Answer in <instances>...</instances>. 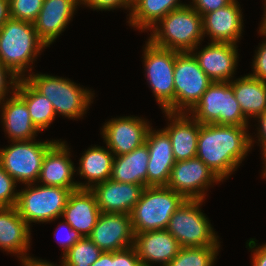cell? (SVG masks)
I'll return each mask as SVG.
<instances>
[{
    "label": "cell",
    "instance_id": "d4e9b609",
    "mask_svg": "<svg viewBox=\"0 0 266 266\" xmlns=\"http://www.w3.org/2000/svg\"><path fill=\"white\" fill-rule=\"evenodd\" d=\"M0 103L2 106L1 122L11 141L35 139L39 130L31 121L26 102L16 93ZM6 101V102H5Z\"/></svg>",
    "mask_w": 266,
    "mask_h": 266
},
{
    "label": "cell",
    "instance_id": "9c48e42d",
    "mask_svg": "<svg viewBox=\"0 0 266 266\" xmlns=\"http://www.w3.org/2000/svg\"><path fill=\"white\" fill-rule=\"evenodd\" d=\"M144 50L147 81L163 112L175 113L174 66L176 51L153 45L149 40Z\"/></svg>",
    "mask_w": 266,
    "mask_h": 266
},
{
    "label": "cell",
    "instance_id": "4dcf8cb0",
    "mask_svg": "<svg viewBox=\"0 0 266 266\" xmlns=\"http://www.w3.org/2000/svg\"><path fill=\"white\" fill-rule=\"evenodd\" d=\"M219 247H182L166 266H213Z\"/></svg>",
    "mask_w": 266,
    "mask_h": 266
},
{
    "label": "cell",
    "instance_id": "f6af8a7d",
    "mask_svg": "<svg viewBox=\"0 0 266 266\" xmlns=\"http://www.w3.org/2000/svg\"><path fill=\"white\" fill-rule=\"evenodd\" d=\"M91 266H111V252H102Z\"/></svg>",
    "mask_w": 266,
    "mask_h": 266
},
{
    "label": "cell",
    "instance_id": "3957f363",
    "mask_svg": "<svg viewBox=\"0 0 266 266\" xmlns=\"http://www.w3.org/2000/svg\"><path fill=\"white\" fill-rule=\"evenodd\" d=\"M45 47L31 22L9 18L0 28V61L19 79Z\"/></svg>",
    "mask_w": 266,
    "mask_h": 266
},
{
    "label": "cell",
    "instance_id": "7bdbcfd3",
    "mask_svg": "<svg viewBox=\"0 0 266 266\" xmlns=\"http://www.w3.org/2000/svg\"><path fill=\"white\" fill-rule=\"evenodd\" d=\"M21 261V263H23L22 266H56L53 263L47 262L46 260H38L30 256L24 257ZM61 266H65L63 260L61 262Z\"/></svg>",
    "mask_w": 266,
    "mask_h": 266
},
{
    "label": "cell",
    "instance_id": "f1b7e54d",
    "mask_svg": "<svg viewBox=\"0 0 266 266\" xmlns=\"http://www.w3.org/2000/svg\"><path fill=\"white\" fill-rule=\"evenodd\" d=\"M185 5L180 0H134L128 23L143 32L153 28L169 12Z\"/></svg>",
    "mask_w": 266,
    "mask_h": 266
},
{
    "label": "cell",
    "instance_id": "e0dca14e",
    "mask_svg": "<svg viewBox=\"0 0 266 266\" xmlns=\"http://www.w3.org/2000/svg\"><path fill=\"white\" fill-rule=\"evenodd\" d=\"M201 69L213 82H230L236 70V44L211 42L196 53L191 52Z\"/></svg>",
    "mask_w": 266,
    "mask_h": 266
},
{
    "label": "cell",
    "instance_id": "7a4b0ae2",
    "mask_svg": "<svg viewBox=\"0 0 266 266\" xmlns=\"http://www.w3.org/2000/svg\"><path fill=\"white\" fill-rule=\"evenodd\" d=\"M150 30L153 45L178 52H194L204 38L202 16L190 5L169 12Z\"/></svg>",
    "mask_w": 266,
    "mask_h": 266
},
{
    "label": "cell",
    "instance_id": "83f0119b",
    "mask_svg": "<svg viewBox=\"0 0 266 266\" xmlns=\"http://www.w3.org/2000/svg\"><path fill=\"white\" fill-rule=\"evenodd\" d=\"M243 115L257 118L266 111V82L245 75L230 81Z\"/></svg>",
    "mask_w": 266,
    "mask_h": 266
},
{
    "label": "cell",
    "instance_id": "4fadbf2b",
    "mask_svg": "<svg viewBox=\"0 0 266 266\" xmlns=\"http://www.w3.org/2000/svg\"><path fill=\"white\" fill-rule=\"evenodd\" d=\"M149 123L139 117L112 118L103 125L104 141L115 156L128 154L145 143Z\"/></svg>",
    "mask_w": 266,
    "mask_h": 266
},
{
    "label": "cell",
    "instance_id": "52a82bcc",
    "mask_svg": "<svg viewBox=\"0 0 266 266\" xmlns=\"http://www.w3.org/2000/svg\"><path fill=\"white\" fill-rule=\"evenodd\" d=\"M26 185L27 188L18 192L15 207L29 227L32 222L48 223L62 216L72 192L70 189L58 186H36L34 183Z\"/></svg>",
    "mask_w": 266,
    "mask_h": 266
},
{
    "label": "cell",
    "instance_id": "7c38bea8",
    "mask_svg": "<svg viewBox=\"0 0 266 266\" xmlns=\"http://www.w3.org/2000/svg\"><path fill=\"white\" fill-rule=\"evenodd\" d=\"M220 181L202 160L194 157L174 164L166 187L182 194L187 200H204L210 185Z\"/></svg>",
    "mask_w": 266,
    "mask_h": 266
},
{
    "label": "cell",
    "instance_id": "6da1fadb",
    "mask_svg": "<svg viewBox=\"0 0 266 266\" xmlns=\"http://www.w3.org/2000/svg\"><path fill=\"white\" fill-rule=\"evenodd\" d=\"M247 128L248 126L200 124L196 157L221 181L240 166L251 150L253 139Z\"/></svg>",
    "mask_w": 266,
    "mask_h": 266
},
{
    "label": "cell",
    "instance_id": "8d00e7d4",
    "mask_svg": "<svg viewBox=\"0 0 266 266\" xmlns=\"http://www.w3.org/2000/svg\"><path fill=\"white\" fill-rule=\"evenodd\" d=\"M7 78L10 80L7 81ZM19 80V77L0 61V103L5 100V96L9 93L8 91L10 90V87H12V91H16Z\"/></svg>",
    "mask_w": 266,
    "mask_h": 266
},
{
    "label": "cell",
    "instance_id": "836d02e7",
    "mask_svg": "<svg viewBox=\"0 0 266 266\" xmlns=\"http://www.w3.org/2000/svg\"><path fill=\"white\" fill-rule=\"evenodd\" d=\"M17 182L3 169L0 164V207H13L17 203Z\"/></svg>",
    "mask_w": 266,
    "mask_h": 266
},
{
    "label": "cell",
    "instance_id": "ba28073f",
    "mask_svg": "<svg viewBox=\"0 0 266 266\" xmlns=\"http://www.w3.org/2000/svg\"><path fill=\"white\" fill-rule=\"evenodd\" d=\"M203 200H186L172 215L166 230L181 247L220 246L209 220L203 212Z\"/></svg>",
    "mask_w": 266,
    "mask_h": 266
},
{
    "label": "cell",
    "instance_id": "b9f144b4",
    "mask_svg": "<svg viewBox=\"0 0 266 266\" xmlns=\"http://www.w3.org/2000/svg\"><path fill=\"white\" fill-rule=\"evenodd\" d=\"M259 119V124L261 125L260 128L258 129V135L257 136L260 141V147H262V155L266 152V111L261 114L260 116L257 117Z\"/></svg>",
    "mask_w": 266,
    "mask_h": 266
},
{
    "label": "cell",
    "instance_id": "e575fe53",
    "mask_svg": "<svg viewBox=\"0 0 266 266\" xmlns=\"http://www.w3.org/2000/svg\"><path fill=\"white\" fill-rule=\"evenodd\" d=\"M111 266H142L134 246L111 252Z\"/></svg>",
    "mask_w": 266,
    "mask_h": 266
},
{
    "label": "cell",
    "instance_id": "f546056e",
    "mask_svg": "<svg viewBox=\"0 0 266 266\" xmlns=\"http://www.w3.org/2000/svg\"><path fill=\"white\" fill-rule=\"evenodd\" d=\"M16 93L26 102L31 121L41 132L55 119L51 101L37 92L25 79H20Z\"/></svg>",
    "mask_w": 266,
    "mask_h": 266
},
{
    "label": "cell",
    "instance_id": "603a6c76",
    "mask_svg": "<svg viewBox=\"0 0 266 266\" xmlns=\"http://www.w3.org/2000/svg\"><path fill=\"white\" fill-rule=\"evenodd\" d=\"M100 213L94 193L90 189H77L70 193L61 217L82 237H88Z\"/></svg>",
    "mask_w": 266,
    "mask_h": 266
},
{
    "label": "cell",
    "instance_id": "7dc6e473",
    "mask_svg": "<svg viewBox=\"0 0 266 266\" xmlns=\"http://www.w3.org/2000/svg\"><path fill=\"white\" fill-rule=\"evenodd\" d=\"M263 157H264L263 158V160H264L263 164L265 165V166H263V168L265 167L264 170H263L264 171L263 172V176L266 178V152L263 154Z\"/></svg>",
    "mask_w": 266,
    "mask_h": 266
},
{
    "label": "cell",
    "instance_id": "30bf717a",
    "mask_svg": "<svg viewBox=\"0 0 266 266\" xmlns=\"http://www.w3.org/2000/svg\"><path fill=\"white\" fill-rule=\"evenodd\" d=\"M56 142L12 141L9 147L0 148V164L3 169L16 181L32 184L38 181L43 158L48 149Z\"/></svg>",
    "mask_w": 266,
    "mask_h": 266
},
{
    "label": "cell",
    "instance_id": "bcb514c9",
    "mask_svg": "<svg viewBox=\"0 0 266 266\" xmlns=\"http://www.w3.org/2000/svg\"><path fill=\"white\" fill-rule=\"evenodd\" d=\"M266 0H265V5H264V9H265V11H264V17H263V19H262V22L260 23L261 25V27L259 28V29H261V30H264V31H266Z\"/></svg>",
    "mask_w": 266,
    "mask_h": 266
},
{
    "label": "cell",
    "instance_id": "1f68e13d",
    "mask_svg": "<svg viewBox=\"0 0 266 266\" xmlns=\"http://www.w3.org/2000/svg\"><path fill=\"white\" fill-rule=\"evenodd\" d=\"M102 252L89 237H82L63 254L62 260L65 266H91Z\"/></svg>",
    "mask_w": 266,
    "mask_h": 266
},
{
    "label": "cell",
    "instance_id": "5b68a950",
    "mask_svg": "<svg viewBox=\"0 0 266 266\" xmlns=\"http://www.w3.org/2000/svg\"><path fill=\"white\" fill-rule=\"evenodd\" d=\"M32 74L24 79L51 101L56 115L78 119L86 113L89 104L91 105L94 93L73 81L48 74Z\"/></svg>",
    "mask_w": 266,
    "mask_h": 266
},
{
    "label": "cell",
    "instance_id": "d6986e66",
    "mask_svg": "<svg viewBox=\"0 0 266 266\" xmlns=\"http://www.w3.org/2000/svg\"><path fill=\"white\" fill-rule=\"evenodd\" d=\"M237 0L202 16L203 36L209 35L211 42L236 44L242 34V13Z\"/></svg>",
    "mask_w": 266,
    "mask_h": 266
},
{
    "label": "cell",
    "instance_id": "f35d334b",
    "mask_svg": "<svg viewBox=\"0 0 266 266\" xmlns=\"http://www.w3.org/2000/svg\"><path fill=\"white\" fill-rule=\"evenodd\" d=\"M60 229H65V231H67L66 236L63 235L64 237L63 236L59 237ZM56 230L58 232L56 231L55 235H57L58 239H60L58 242L61 245V247H63V254L66 253L77 241H79L82 238V235L78 233L75 229H73L66 221L60 223V225Z\"/></svg>",
    "mask_w": 266,
    "mask_h": 266
},
{
    "label": "cell",
    "instance_id": "8992f818",
    "mask_svg": "<svg viewBox=\"0 0 266 266\" xmlns=\"http://www.w3.org/2000/svg\"><path fill=\"white\" fill-rule=\"evenodd\" d=\"M189 114L200 124L248 126L230 82H212Z\"/></svg>",
    "mask_w": 266,
    "mask_h": 266
},
{
    "label": "cell",
    "instance_id": "5bb4252c",
    "mask_svg": "<svg viewBox=\"0 0 266 266\" xmlns=\"http://www.w3.org/2000/svg\"><path fill=\"white\" fill-rule=\"evenodd\" d=\"M103 252H115L134 245L130 214L100 213L88 236Z\"/></svg>",
    "mask_w": 266,
    "mask_h": 266
},
{
    "label": "cell",
    "instance_id": "ffe728a7",
    "mask_svg": "<svg viewBox=\"0 0 266 266\" xmlns=\"http://www.w3.org/2000/svg\"><path fill=\"white\" fill-rule=\"evenodd\" d=\"M77 5V0L43 1L41 11L33 25L37 36L47 47L66 29Z\"/></svg>",
    "mask_w": 266,
    "mask_h": 266
},
{
    "label": "cell",
    "instance_id": "d590c367",
    "mask_svg": "<svg viewBox=\"0 0 266 266\" xmlns=\"http://www.w3.org/2000/svg\"><path fill=\"white\" fill-rule=\"evenodd\" d=\"M260 35L266 37V31L259 29ZM253 73L249 74L250 76L259 79L263 82H266V40L258 47V50L255 54L253 60Z\"/></svg>",
    "mask_w": 266,
    "mask_h": 266
},
{
    "label": "cell",
    "instance_id": "9a60e30c",
    "mask_svg": "<svg viewBox=\"0 0 266 266\" xmlns=\"http://www.w3.org/2000/svg\"><path fill=\"white\" fill-rule=\"evenodd\" d=\"M145 187L134 183H121L108 179L90 190L94 193L102 213L130 214Z\"/></svg>",
    "mask_w": 266,
    "mask_h": 266
},
{
    "label": "cell",
    "instance_id": "d6a6232c",
    "mask_svg": "<svg viewBox=\"0 0 266 266\" xmlns=\"http://www.w3.org/2000/svg\"><path fill=\"white\" fill-rule=\"evenodd\" d=\"M44 0H9L10 18L33 23Z\"/></svg>",
    "mask_w": 266,
    "mask_h": 266
},
{
    "label": "cell",
    "instance_id": "ab89813d",
    "mask_svg": "<svg viewBox=\"0 0 266 266\" xmlns=\"http://www.w3.org/2000/svg\"><path fill=\"white\" fill-rule=\"evenodd\" d=\"M192 4H189L194 10H196L201 16L204 14L213 12L228 5L232 0H192Z\"/></svg>",
    "mask_w": 266,
    "mask_h": 266
},
{
    "label": "cell",
    "instance_id": "74e56055",
    "mask_svg": "<svg viewBox=\"0 0 266 266\" xmlns=\"http://www.w3.org/2000/svg\"><path fill=\"white\" fill-rule=\"evenodd\" d=\"M78 4H84L91 7L93 10H114L115 8H129L131 3L128 0H77Z\"/></svg>",
    "mask_w": 266,
    "mask_h": 266
},
{
    "label": "cell",
    "instance_id": "484cf974",
    "mask_svg": "<svg viewBox=\"0 0 266 266\" xmlns=\"http://www.w3.org/2000/svg\"><path fill=\"white\" fill-rule=\"evenodd\" d=\"M148 160L149 149L145 143L128 154L115 156L110 179L146 187Z\"/></svg>",
    "mask_w": 266,
    "mask_h": 266
},
{
    "label": "cell",
    "instance_id": "277c9868",
    "mask_svg": "<svg viewBox=\"0 0 266 266\" xmlns=\"http://www.w3.org/2000/svg\"><path fill=\"white\" fill-rule=\"evenodd\" d=\"M186 200L169 187L146 186L130 213L134 234L166 229L174 212Z\"/></svg>",
    "mask_w": 266,
    "mask_h": 266
},
{
    "label": "cell",
    "instance_id": "7402d4cb",
    "mask_svg": "<svg viewBox=\"0 0 266 266\" xmlns=\"http://www.w3.org/2000/svg\"><path fill=\"white\" fill-rule=\"evenodd\" d=\"M170 124L163 129L169 136L174 158L184 161L196 157L200 123L189 113H164Z\"/></svg>",
    "mask_w": 266,
    "mask_h": 266
},
{
    "label": "cell",
    "instance_id": "8fae6325",
    "mask_svg": "<svg viewBox=\"0 0 266 266\" xmlns=\"http://www.w3.org/2000/svg\"><path fill=\"white\" fill-rule=\"evenodd\" d=\"M173 76L175 113L191 111L213 82L201 69L191 52L176 51Z\"/></svg>",
    "mask_w": 266,
    "mask_h": 266
},
{
    "label": "cell",
    "instance_id": "44dd1931",
    "mask_svg": "<svg viewBox=\"0 0 266 266\" xmlns=\"http://www.w3.org/2000/svg\"><path fill=\"white\" fill-rule=\"evenodd\" d=\"M133 246L142 266H151L150 263L166 266L182 248L166 229L135 234Z\"/></svg>",
    "mask_w": 266,
    "mask_h": 266
},
{
    "label": "cell",
    "instance_id": "4316f807",
    "mask_svg": "<svg viewBox=\"0 0 266 266\" xmlns=\"http://www.w3.org/2000/svg\"><path fill=\"white\" fill-rule=\"evenodd\" d=\"M115 155L101 146L88 148L80 158L78 172L88 183H78L79 189H91L98 183L110 179Z\"/></svg>",
    "mask_w": 266,
    "mask_h": 266
},
{
    "label": "cell",
    "instance_id": "ee69618b",
    "mask_svg": "<svg viewBox=\"0 0 266 266\" xmlns=\"http://www.w3.org/2000/svg\"><path fill=\"white\" fill-rule=\"evenodd\" d=\"M10 18L9 0H0V28Z\"/></svg>",
    "mask_w": 266,
    "mask_h": 266
},
{
    "label": "cell",
    "instance_id": "2e32d148",
    "mask_svg": "<svg viewBox=\"0 0 266 266\" xmlns=\"http://www.w3.org/2000/svg\"><path fill=\"white\" fill-rule=\"evenodd\" d=\"M145 144L149 149L147 186H166L176 163L168 134L164 130L148 129Z\"/></svg>",
    "mask_w": 266,
    "mask_h": 266
},
{
    "label": "cell",
    "instance_id": "cb8c5ba5",
    "mask_svg": "<svg viewBox=\"0 0 266 266\" xmlns=\"http://www.w3.org/2000/svg\"><path fill=\"white\" fill-rule=\"evenodd\" d=\"M30 233V227L15 206L0 207V248L20 255L22 260L30 246Z\"/></svg>",
    "mask_w": 266,
    "mask_h": 266
},
{
    "label": "cell",
    "instance_id": "60d3db41",
    "mask_svg": "<svg viewBox=\"0 0 266 266\" xmlns=\"http://www.w3.org/2000/svg\"><path fill=\"white\" fill-rule=\"evenodd\" d=\"M256 240L250 239L247 247L253 249L252 266H266V244L256 247ZM256 247V248H255Z\"/></svg>",
    "mask_w": 266,
    "mask_h": 266
},
{
    "label": "cell",
    "instance_id": "ac0fdd59",
    "mask_svg": "<svg viewBox=\"0 0 266 266\" xmlns=\"http://www.w3.org/2000/svg\"><path fill=\"white\" fill-rule=\"evenodd\" d=\"M64 141H56L46 152L38 182L46 186L68 188L71 191L79 189L78 183L73 181L74 172L77 171L69 158L70 152Z\"/></svg>",
    "mask_w": 266,
    "mask_h": 266
}]
</instances>
